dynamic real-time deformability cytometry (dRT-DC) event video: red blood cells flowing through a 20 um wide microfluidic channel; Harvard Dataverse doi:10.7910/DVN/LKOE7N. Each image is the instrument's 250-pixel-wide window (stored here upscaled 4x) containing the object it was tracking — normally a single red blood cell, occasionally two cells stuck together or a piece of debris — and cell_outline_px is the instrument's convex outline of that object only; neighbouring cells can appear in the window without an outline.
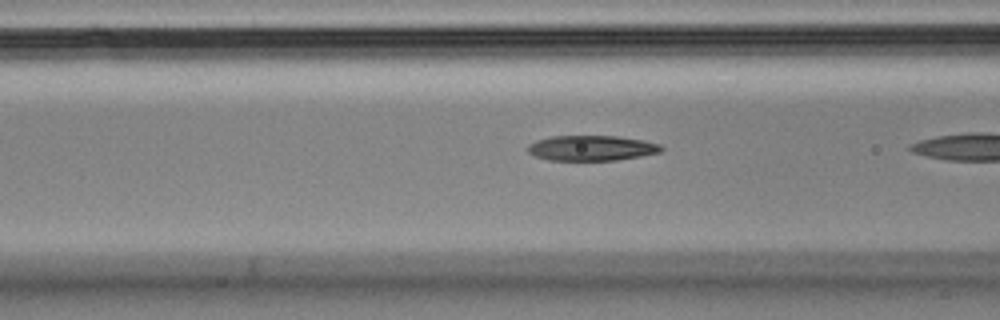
{"species": "Egyptian fruit bat (a non-hibernating species)", "species_latin": "Rousettus aegyptiacus", "temperature_condition": "cold", "stored_images_in_passage": 7, "camera_frame_rate_fps": 3000, "um_per_image_px": 0.085, "animal": {"sex": "male"}, "frame": {"image": 1, "passage_image": 6, "time_ms": 1.667, "image_size_px": [1000, 320], "cell_outline_px": [[664, 148], [660, 152], [640, 156], [616, 160], [548, 160], [532, 156], [528, 152], [528, 144], [536, 140], [552, 136], [616, 136], [644, 140], [660, 144]], "centroid_in_image_um": [50.26, 12.58], "position_along_channel_um": 116.3, "area_um2": 19.71}}